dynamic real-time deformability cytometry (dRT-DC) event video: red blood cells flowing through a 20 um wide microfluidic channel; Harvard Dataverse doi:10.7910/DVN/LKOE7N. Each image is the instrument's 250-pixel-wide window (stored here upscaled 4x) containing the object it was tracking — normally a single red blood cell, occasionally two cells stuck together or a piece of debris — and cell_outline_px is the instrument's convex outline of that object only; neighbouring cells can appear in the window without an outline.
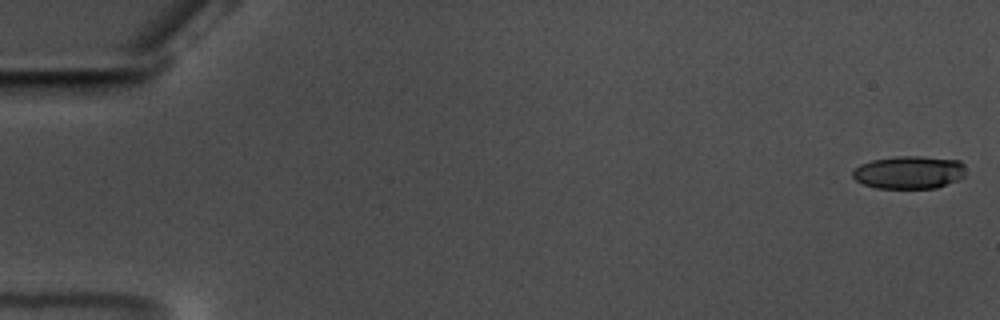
{"species": "common noctule bat (a hibernating species)", "species_latin": "Nyctalus noctula", "temperature_condition": "warm", "stored_images_in_passage": 58, "camera_frame_rate_fps": 3000, "um_per_image_px": 0.085, "animal": {"sex": "male", "body_mass_g": 17.5, "forearm_length_mm": 52.3}, "frame": {"image": 1, "passage_image": 1, "time_ms": 0.0, "image_size_px": [1000, 320], "cell_outline_px": [[964, 176], [956, 180], [936, 188], [876, 188], [864, 184], [856, 180], [852, 176], [852, 172], [860, 164], [872, 160], [892, 156], [920, 156], [960, 160], [964, 164]], "centroid_in_image_um": [77.26, 14.64], "position_along_channel_um": 7.7, "area_um2": 21.68}}
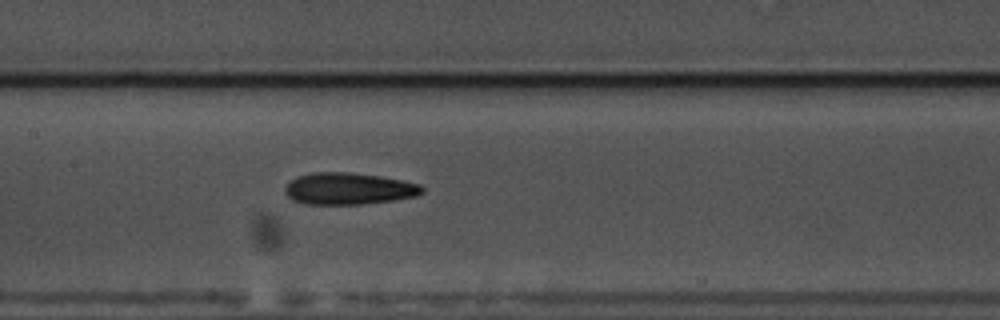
{"frame": {"image": 2, "passage_image": 29, "time_ms": 9.333, "image_size_px": [1000, 320], "cell_outline_px": [[424, 192], [416, 196], [392, 200], [364, 204], [304, 204], [292, 200], [284, 192], [284, 188], [296, 176], [312, 172], [348, 172], [380, 176], [420, 184], [424, 188]], "centroid_in_image_um": [29.61, 16.03], "position_along_channel_um": 177.8, "area_um2": 25.43}}
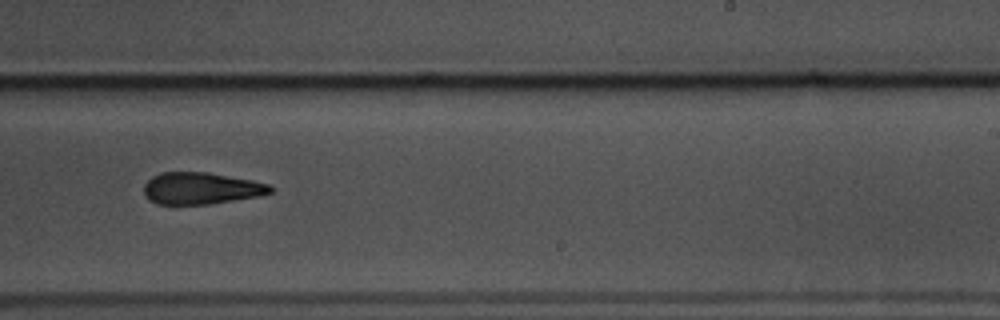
{"frame": {"image": 3, "passage_image": 37, "time_ms": 12.0, "image_size_px": [1000, 320], "cell_outline_px": [[272, 192], [260, 196], [208, 204], [156, 204], [148, 200], [144, 192], [144, 184], [152, 176], [160, 172], [208, 172], [252, 180], [268, 184], [272, 188]], "centroid_in_image_um": [17.06, 16.0], "position_along_channel_um": 271.9, "area_um2": 23.47}, "authors_computed_cell_mechanics": {"area_um2": 23.7558, "velocity_mm_per_s": 3.5455, "shape_relaxation_time_tau1_ms": 3.5217, "shape_relaxation_time_tau2_ms": 7.0122, "deformation_change_tau1": 0.1566, "deformation_change_tau2": 0.2006}}